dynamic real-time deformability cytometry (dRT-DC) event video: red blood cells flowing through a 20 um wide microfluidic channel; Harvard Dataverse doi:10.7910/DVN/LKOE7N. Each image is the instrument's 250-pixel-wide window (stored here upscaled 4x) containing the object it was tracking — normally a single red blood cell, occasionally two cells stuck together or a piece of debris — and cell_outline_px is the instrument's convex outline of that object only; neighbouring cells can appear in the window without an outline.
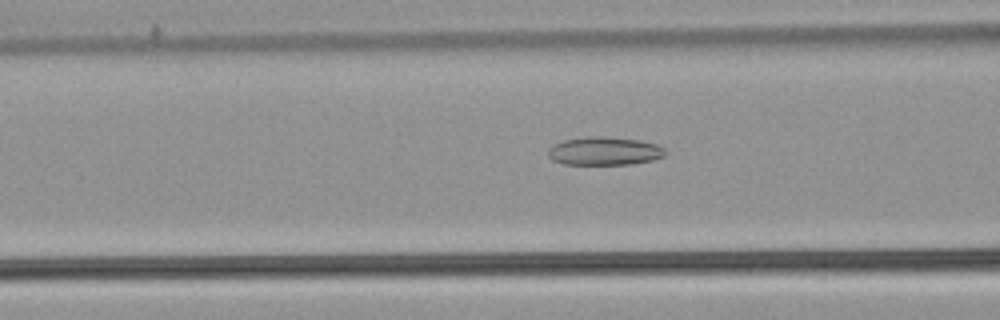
{"species": "common noctule bat (a hibernating species)", "species_latin": "Nyctalus noctula", "temperature_condition": "warm", "stored_images_in_passage": 54, "camera_frame_rate_fps": 3000, "um_per_image_px": 0.085, "animal": {"sex": "male", "body_mass_g": 21.5, "forearm_length_mm": 52.0}, "frame": {"image": 1, "passage_image": 22, "time_ms": 7.0, "image_size_px": [1000, 320], "cell_outline_px": [[668, 152], [664, 156], [652, 160], [632, 164], [564, 164], [552, 160], [548, 156], [548, 148], [564, 140], [592, 136], [604, 136], [640, 140], [656, 144], [664, 148]], "centroid_in_image_um": [51.4, 12.84], "position_along_channel_um": 115.2, "area_um2": 19.31}}
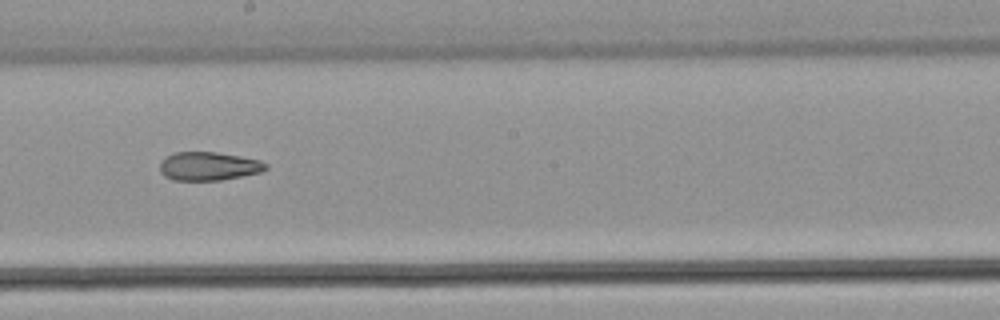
{"frame": {"image": 2, "passage_image": 31, "time_ms": 10.0, "image_size_px": [1000, 320], "cell_outline_px": [[268, 168], [260, 172], [220, 180], [172, 180], [164, 176], [160, 172], [160, 164], [172, 152], [216, 152], [240, 156], [260, 160], [268, 164]], "centroid_in_image_um": [17.73, 14.12], "position_along_channel_um": 230.5, "area_um2": 17.51}}
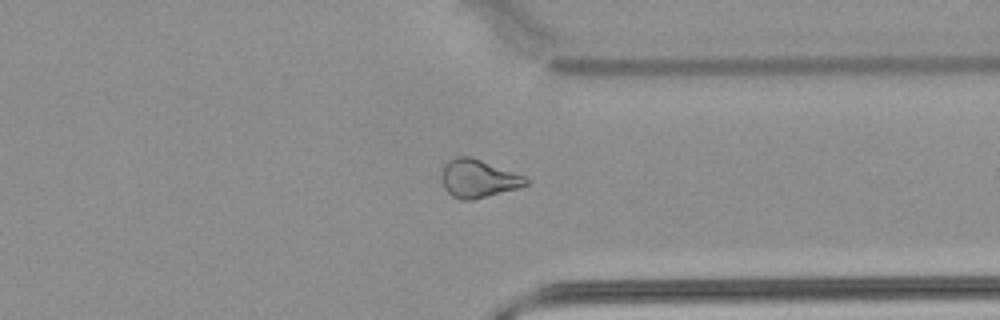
{"frame": {"image": 3, "passage_image": 42, "time_ms": 13.667, "image_size_px": [1000, 320], "cell_outline_px": [[532, 180], [528, 184], [516, 188], [472, 200], [460, 200], [452, 196], [444, 188], [444, 164], [448, 160], [456, 156], [472, 156], [524, 176]], "centroid_in_image_um": [40.67, 15.16], "position_along_channel_um": 370.7, "area_um2": 18.44}, "authors_computed_cell_mechanics": {"area_um2": 20.4901, "velocity_mm_per_s": 3.8423, "shape_relaxation_time_tau1_ms": null, "shape_relaxation_time_tau2_ms": 3.8211, "deformation_change_tau1": null, "deformation_change_tau2": 0.118}}